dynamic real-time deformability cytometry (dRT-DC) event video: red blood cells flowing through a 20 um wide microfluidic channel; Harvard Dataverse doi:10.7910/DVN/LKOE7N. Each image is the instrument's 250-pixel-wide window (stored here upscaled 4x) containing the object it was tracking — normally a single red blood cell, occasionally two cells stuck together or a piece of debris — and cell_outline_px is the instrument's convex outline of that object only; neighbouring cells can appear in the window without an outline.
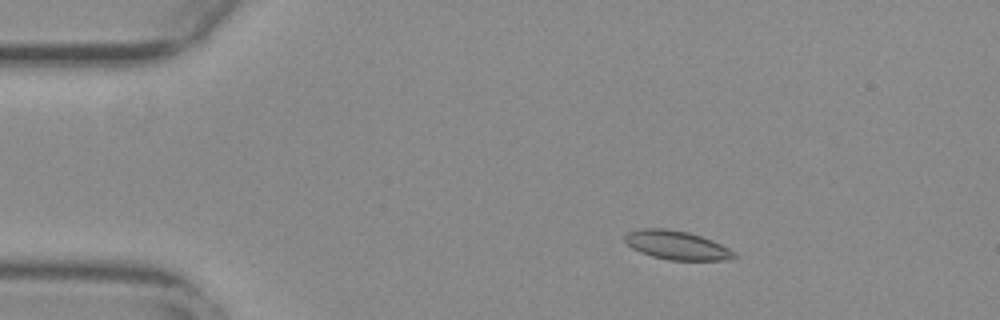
{"species": "common noctule bat (a hibernating species)", "species_latin": "Nyctalus noctula", "temperature_condition": "warm", "stored_images_in_passage": 54, "camera_frame_rate_fps": 3000, "um_per_image_px": 0.085, "animal": {"sex": "female", "body_mass_g": 29.2, "forearm_length_mm": 56.3}, "frame": {"image": 1, "passage_image": 9, "time_ms": 2.667, "image_size_px": [1000, 320], "cell_outline_px": [[736, 256], [724, 260], [668, 260], [652, 256], [640, 252], [632, 248], [624, 240], [624, 236], [628, 232], [640, 228], [664, 228], [688, 232], [712, 240], [728, 248]], "centroid_in_image_um": [57.46, 20.83], "position_along_channel_um": 27.5, "area_um2": 18.15}}
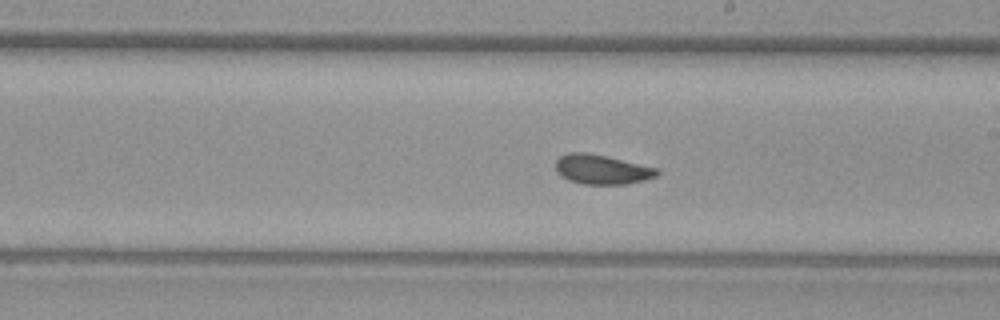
{"frame": {"image": 2, "passage_image": 31, "time_ms": 10.0, "image_size_px": [1000, 320], "cell_outline_px": [[660, 172], [656, 176], [644, 180], [624, 184], [584, 184], [568, 180], [560, 176], [556, 172], [556, 160], [560, 156], [568, 152], [588, 152], [608, 156], [660, 168]], "centroid_in_image_um": [51.16, 14.39], "position_along_channel_um": 237.8, "area_um2": 17.74}}
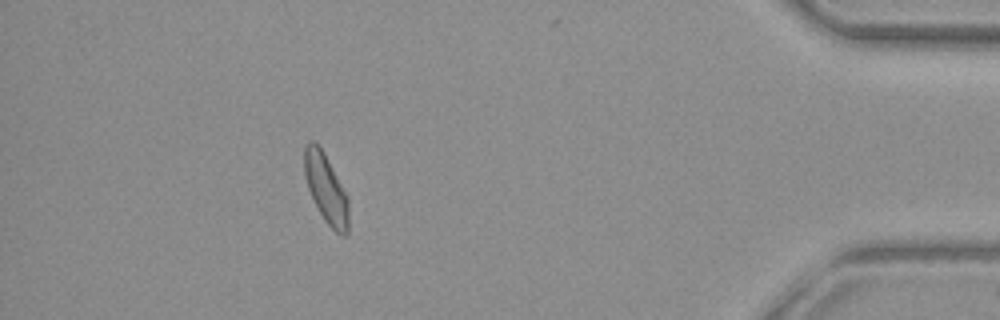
{"frame": {"image": 3, "passage_image": 49, "time_ms": 16.0, "image_size_px": [1000, 320], "cell_outline_px": [[348, 232], [344, 236], [340, 236], [324, 220], [308, 188], [304, 176], [304, 148], [308, 140], [312, 140], [324, 152], [348, 196]], "centroid_in_image_um": [27.71, 16.02], "position_along_channel_um": 407.5, "area_um2": 17.74}, "authors_computed_cell_mechanics": {"area_um2": 17.7446, "velocity_mm_per_s": 3.7533, "shape_relaxation_time_tau1_ms": 5.5621, "shape_relaxation_time_tau2_ms": 3.1891, "deformation_change_tau1": 0.1026, "deformation_change_tau2": 0.0811}}